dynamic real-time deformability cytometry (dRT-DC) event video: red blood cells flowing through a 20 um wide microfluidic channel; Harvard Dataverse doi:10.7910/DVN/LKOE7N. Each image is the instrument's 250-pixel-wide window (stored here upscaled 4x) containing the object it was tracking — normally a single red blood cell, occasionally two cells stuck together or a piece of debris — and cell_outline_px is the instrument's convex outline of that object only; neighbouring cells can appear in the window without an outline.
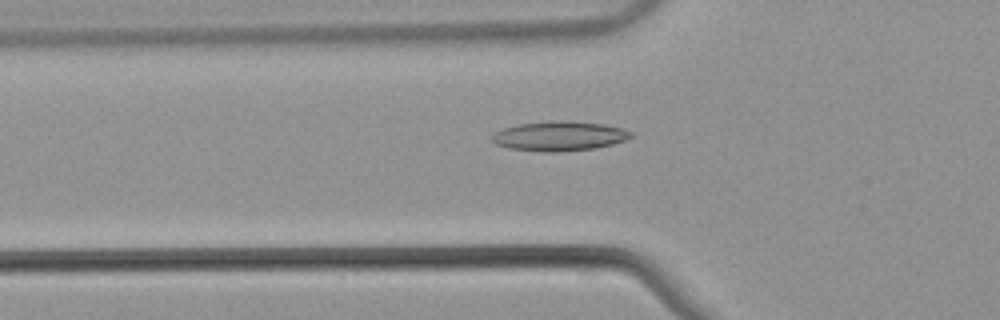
{"species": "common noctule bat (a hibernating species)", "species_latin": "Nyctalus noctula", "temperature_condition": "warm", "stored_images_in_passage": 54, "camera_frame_rate_fps": 3000, "um_per_image_px": 0.085, "animal": {"sex": "male", "body_mass_g": 21.5, "forearm_length_mm": 52.0}, "frame": {"image": 1, "passage_image": 19, "time_ms": 6.0, "image_size_px": [1000, 320], "cell_outline_px": [[632, 136], [624, 140], [612, 144], [596, 148], [556, 152], [544, 152], [508, 148], [496, 144], [492, 140], [492, 136], [496, 132], [504, 128], [520, 124], [552, 120], [560, 120], [604, 124], [624, 128], [632, 132]], "centroid_in_image_um": [47.56, 11.56], "position_along_channel_um": 78.2, "area_um2": 23.87}}
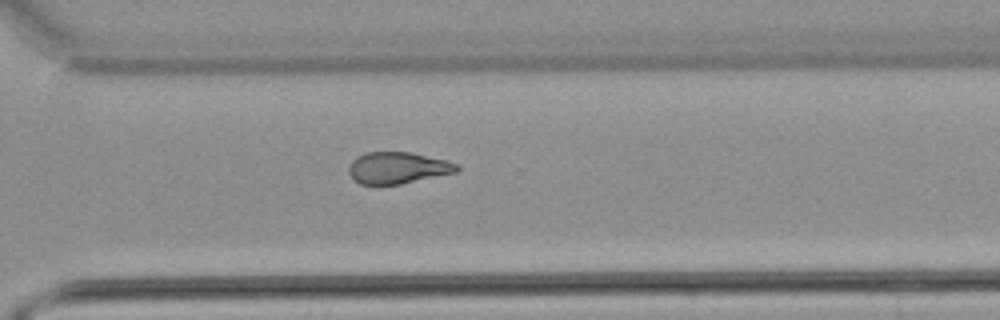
{"frame": {"image": 2, "passage_image": 39, "time_ms": 12.667, "image_size_px": [1000, 320], "cell_outline_px": [[460, 172], [400, 184], [360, 184], [352, 180], [348, 172], [348, 168], [352, 160], [356, 156], [368, 152], [412, 152], [448, 160], [460, 164]], "centroid_in_image_um": [33.85, 14.26], "position_along_channel_um": 336.7, "area_um2": 20.35}}
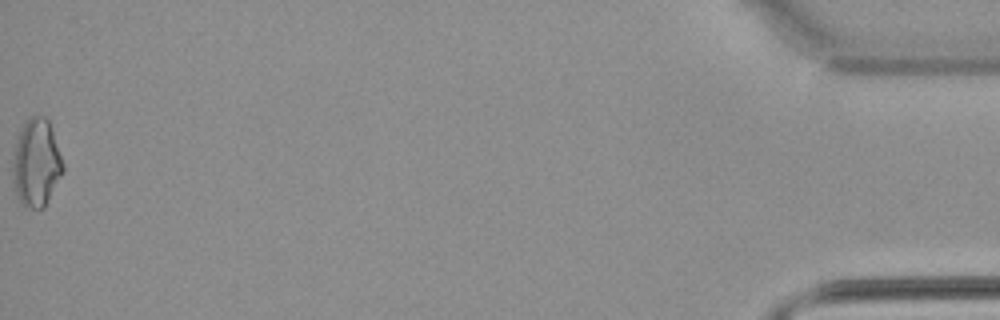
{"frame": {"image": 3, "passage_image": 54, "time_ms": 17.667, "image_size_px": [1000, 320], "cell_outline_px": [[64, 172], [44, 208], [32, 208], [20, 204], [16, 196], [12, 184], [12, 164], [16, 140], [28, 116], [44, 116], [48, 120], [64, 164]], "centroid_in_image_um": [3.07, 13.89], "position_along_channel_um": 432.1, "area_um2": 25.89}, "authors_computed_cell_mechanics": {"area_um2": 21.5305, "velocity_mm_per_s": 3.8763, "shape_relaxation_time_tau1_ms": null, "shape_relaxation_time_tau2_ms": 4.2578, "deformation_change_tau1": null, "deformation_change_tau2": 0.1259}}